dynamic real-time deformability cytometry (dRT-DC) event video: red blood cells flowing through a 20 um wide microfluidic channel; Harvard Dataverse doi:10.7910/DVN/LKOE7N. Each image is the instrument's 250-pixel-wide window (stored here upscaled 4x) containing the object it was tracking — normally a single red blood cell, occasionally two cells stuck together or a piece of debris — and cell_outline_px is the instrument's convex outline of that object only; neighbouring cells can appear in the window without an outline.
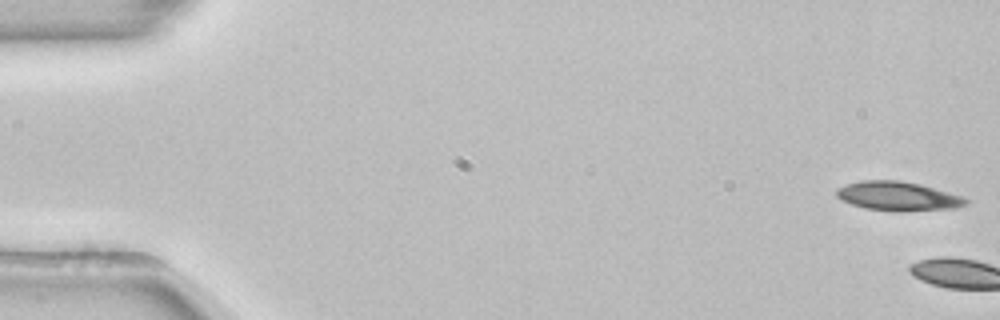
{"species": "common noctule bat (a hibernating species)", "species_latin": "Nyctalus noctula", "temperature_condition": "room temperature", "stored_images_in_passage": 3, "camera_frame_rate_fps": 3000, "um_per_image_px": 0.085, "animal": {"sex": "female", "body_mass_g": 22.7, "forearm_length_mm": 54.2}, "frame": {"image": 1, "passage_image": 1, "time_ms": 0.0, "image_size_px": [1000, 320], "cell_outline_px": [[968, 204], [956, 208], [904, 212], [900, 212], [864, 208], [840, 200], [836, 196], [836, 188], [848, 184], [864, 180], [900, 180], [920, 184], [948, 192], [960, 196], [968, 200]], "centroid_in_image_um": [76.32, 16.68], "position_along_channel_um": 8.7, "area_um2": 22.02}}